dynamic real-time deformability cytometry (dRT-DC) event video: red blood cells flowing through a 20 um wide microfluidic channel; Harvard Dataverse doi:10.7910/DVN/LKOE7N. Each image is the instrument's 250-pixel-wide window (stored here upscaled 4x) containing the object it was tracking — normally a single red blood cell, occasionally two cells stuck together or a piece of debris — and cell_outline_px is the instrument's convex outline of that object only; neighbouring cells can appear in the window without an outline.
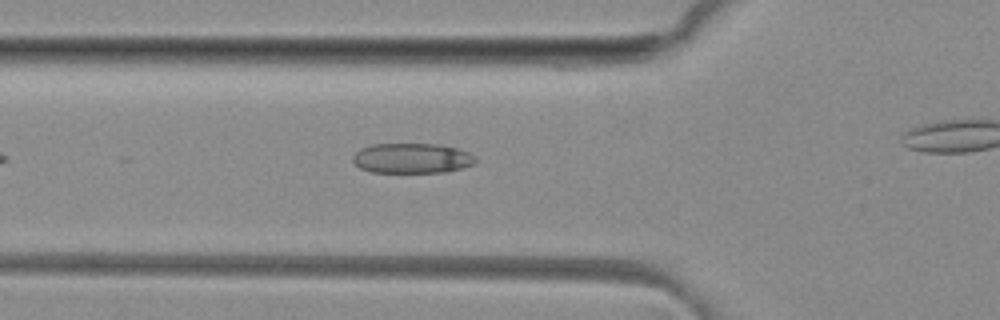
{"species": "common noctule bat (a hibernating species)", "species_latin": "Nyctalus noctula", "temperature_condition": "room temperature", "stored_images_in_passage": 26, "camera_frame_rate_fps": 3000, "um_per_image_px": 0.085, "animal": {"sex": "female", "body_mass_g": 29.2, "forearm_length_mm": 56.3}, "frame": {"image": 1, "passage_image": 3, "time_ms": 0.667, "image_size_px": [1000, 320], "cell_outline_px": [[476, 160], [472, 164], [460, 168], [444, 172], [372, 172], [360, 168], [352, 160], [352, 156], [360, 148], [372, 144], [440, 144], [456, 148], [468, 152], [476, 156]], "centroid_in_image_um": [34.99, 13.44], "position_along_channel_um": 90.8, "area_um2": 21.44}}
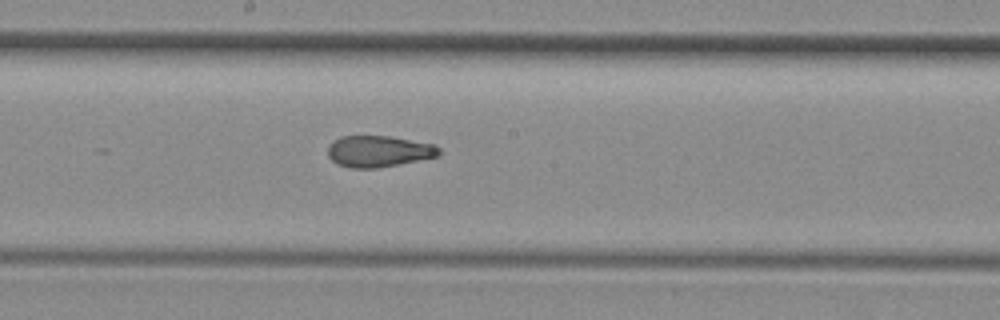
{"frame": {"image": 2, "passage_image": 12, "time_ms": 3.667, "image_size_px": [1000, 320], "cell_outline_px": [[440, 156], [376, 168], [348, 168], [336, 164], [328, 156], [328, 148], [332, 140], [340, 136], [388, 136], [432, 144], [440, 148]], "centroid_in_image_um": [32.14, 12.86], "position_along_channel_um": 216.1, "area_um2": 20.29}}
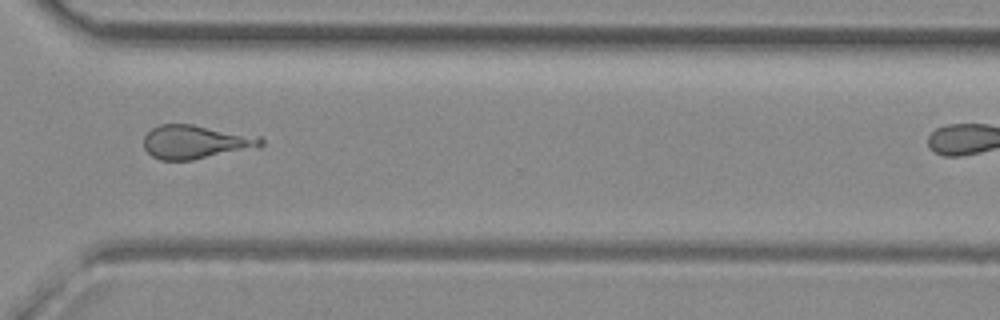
{"frame": {"image": 3, "passage_image": 22, "time_ms": 7.0, "image_size_px": [1000, 320], "cell_outline_px": [[264, 144], [260, 148], [192, 160], [160, 160], [152, 156], [144, 148], [144, 136], [152, 128], [160, 124], [192, 124], [260, 136], [264, 140]], "centroid_in_image_um": [16.69, 12.07], "position_along_channel_um": 353.9, "area_um2": 23.35}}